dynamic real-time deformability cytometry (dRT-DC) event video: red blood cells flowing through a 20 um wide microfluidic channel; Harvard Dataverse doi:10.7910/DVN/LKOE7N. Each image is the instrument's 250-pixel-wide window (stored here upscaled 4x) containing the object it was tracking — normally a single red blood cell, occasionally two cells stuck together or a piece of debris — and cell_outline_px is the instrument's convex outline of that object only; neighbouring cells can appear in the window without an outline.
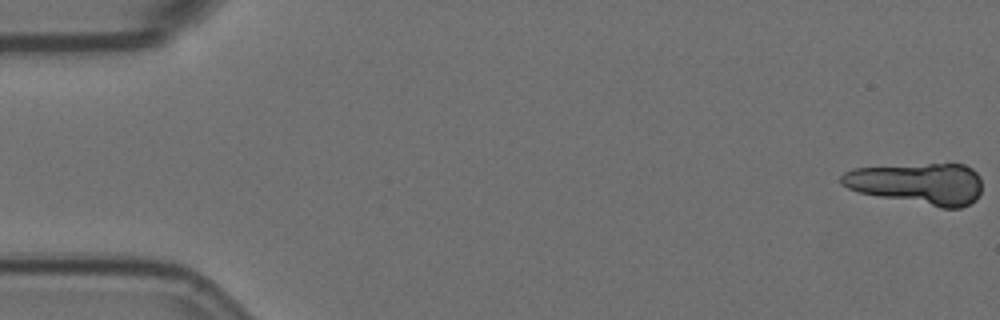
{"species": "Egyptian fruit bat (a non-hibernating species)", "species_latin": "Rousettus aegyptiacus", "temperature_condition": "room temperature", "stored_images_in_passage": 17, "camera_frame_rate_fps": 3000, "um_per_image_px": 0.085, "animal": {"sex": "female"}, "frame": {"image": 1, "passage_image": 1, "time_ms": 0.0, "image_size_px": [1000, 320], "cell_outline_px": [[980, 192], [976, 200], [960, 208], [940, 208], [860, 192], [848, 188], [840, 184], [840, 176], [844, 172], [852, 168], [928, 164], [964, 164], [972, 168], [980, 176]], "centroid_in_image_um": [78.02, 15.61], "position_along_channel_um": 7.0, "area_um2": 33.93}}